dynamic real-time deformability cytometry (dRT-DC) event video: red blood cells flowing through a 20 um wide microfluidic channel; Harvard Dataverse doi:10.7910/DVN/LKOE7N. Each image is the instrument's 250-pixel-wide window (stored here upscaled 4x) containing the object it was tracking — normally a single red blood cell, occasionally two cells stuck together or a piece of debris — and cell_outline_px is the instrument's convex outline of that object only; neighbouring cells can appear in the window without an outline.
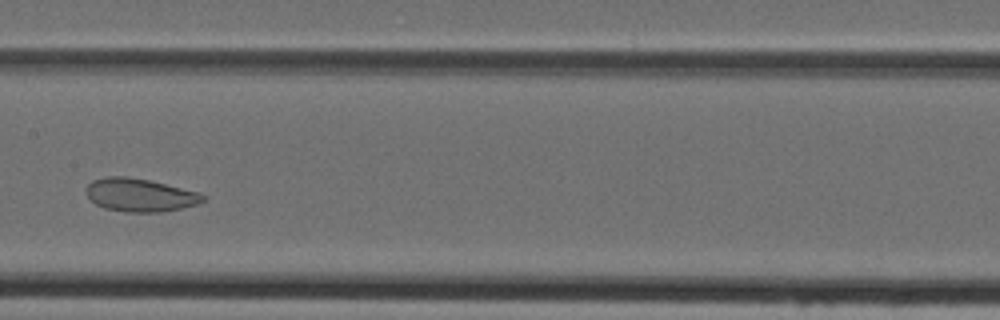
{"species": "Egyptian fruit bat (a non-hibernating species)", "species_latin": "Rousettus aegyptiacus", "temperature_condition": "cold", "stored_images_in_passage": 42, "camera_frame_rate_fps": 3000, "um_per_image_px": 0.085, "animal": {"sex": "female"}, "frame": {"image": 1, "passage_image": 18, "time_ms": 5.667, "image_size_px": [1000, 320], "cell_outline_px": [[204, 200], [200, 204], [160, 212], [124, 212], [104, 208], [96, 204], [84, 192], [84, 188], [92, 180], [104, 176], [124, 176], [148, 180], [200, 192], [204, 196]], "centroid_in_image_um": [11.86, 16.57], "position_along_channel_um": 195.5, "area_um2": 22.66}}
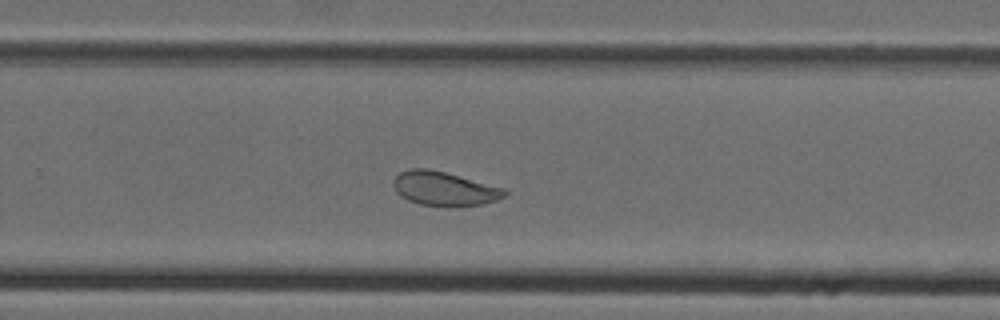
{"frame": {"image": 2, "passage_image": 25, "time_ms": 8.0, "image_size_px": [1000, 320], "cell_outline_px": [[508, 196], [484, 204], [420, 204], [408, 200], [400, 196], [396, 192], [392, 184], [392, 180], [400, 172], [408, 168], [428, 168], [444, 172], [504, 188], [508, 192]], "centroid_in_image_um": [37.73, 16.0], "position_along_channel_um": 292.1, "area_um2": 21.56}}
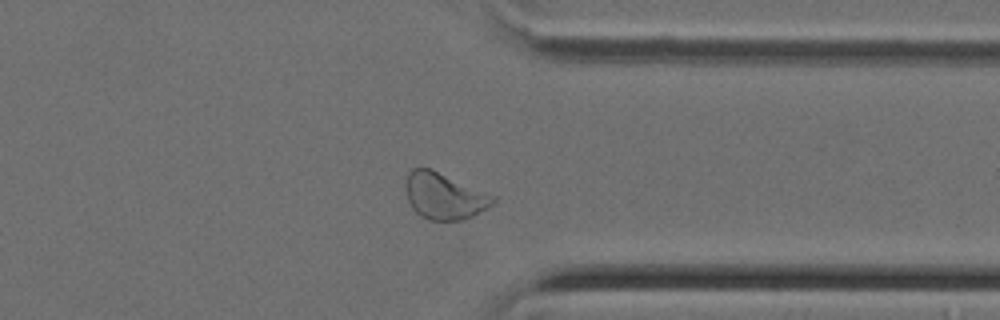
{"frame": {"image": 3, "passage_image": 31, "time_ms": 10.0, "image_size_px": [1000, 320], "cell_outline_px": [[496, 200], [488, 208], [472, 216], [460, 220], [428, 220], [420, 216], [412, 208], [408, 200], [404, 188], [404, 184], [408, 172], [412, 168], [432, 168], [496, 196]], "centroid_in_image_um": [37.74, 16.65], "position_along_channel_um": 373.7, "area_um2": 23.93}}